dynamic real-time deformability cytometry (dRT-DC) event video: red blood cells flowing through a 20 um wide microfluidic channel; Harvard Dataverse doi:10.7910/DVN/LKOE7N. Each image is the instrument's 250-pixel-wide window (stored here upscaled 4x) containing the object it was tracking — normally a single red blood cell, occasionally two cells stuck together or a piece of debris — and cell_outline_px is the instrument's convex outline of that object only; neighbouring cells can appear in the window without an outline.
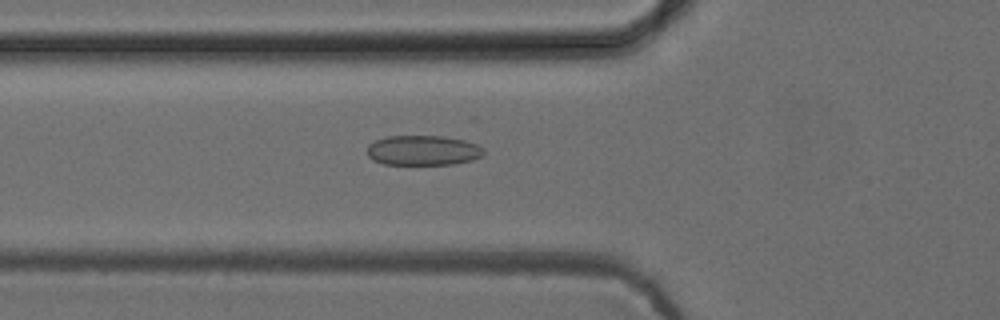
{"species": "common noctule bat (a hibernating species)", "species_latin": "Nyctalus noctula", "temperature_condition": "cold", "stored_images_in_passage": 53, "camera_frame_rate_fps": 3000, "um_per_image_px": 0.085, "animal": {"sex": "female", "body_mass_g": 24.6, "forearm_length_mm": 56.2}, "frame": {"image": 1, "passage_image": 19, "time_ms": 6.0, "image_size_px": [1000, 320], "cell_outline_px": [[484, 156], [472, 160], [456, 164], [384, 164], [372, 160], [368, 156], [368, 144], [376, 140], [388, 136], [444, 136], [464, 140], [476, 144], [484, 148]], "centroid_in_image_um": [35.98, 12.78], "position_along_channel_um": 89.8, "area_um2": 20.46}}
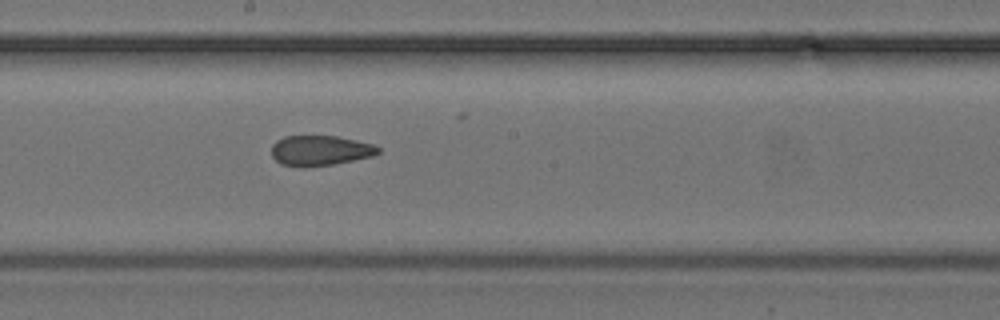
{"frame": {"image": 2, "passage_image": 29, "time_ms": 9.333, "image_size_px": [1000, 320], "cell_outline_px": [[380, 152], [372, 156], [332, 164], [304, 168], [300, 168], [280, 164], [272, 156], [272, 144], [276, 140], [284, 136], [336, 136], [356, 140], [372, 144], [380, 148]], "centroid_in_image_um": [27.17, 12.8], "position_along_channel_um": 221.0, "area_um2": 18.84}}
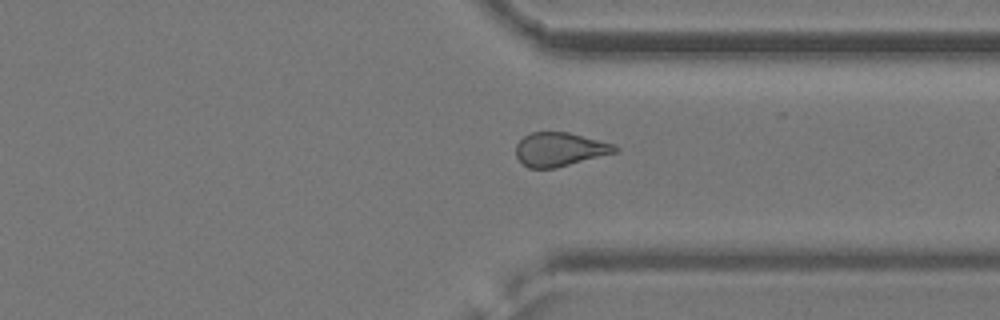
{"frame": {"image": 3, "passage_image": 40, "time_ms": 13.0, "image_size_px": [1000, 320], "cell_outline_px": [[620, 148], [616, 152], [556, 168], [528, 168], [516, 156], [516, 144], [524, 136], [532, 132], [568, 132], [616, 144]], "centroid_in_image_um": [47.59, 12.69], "position_along_channel_um": 363.8, "area_um2": 19.48}, "authors_computed_cell_mechanics": {"area_um2": 19.941, "velocity_mm_per_s": 3.9091, "shape_relaxation_time_tau1_ms": null, "shape_relaxation_time_tau2_ms": 2.6739, "deformation_change_tau1": null, "deformation_change_tau2": 0.0945}}